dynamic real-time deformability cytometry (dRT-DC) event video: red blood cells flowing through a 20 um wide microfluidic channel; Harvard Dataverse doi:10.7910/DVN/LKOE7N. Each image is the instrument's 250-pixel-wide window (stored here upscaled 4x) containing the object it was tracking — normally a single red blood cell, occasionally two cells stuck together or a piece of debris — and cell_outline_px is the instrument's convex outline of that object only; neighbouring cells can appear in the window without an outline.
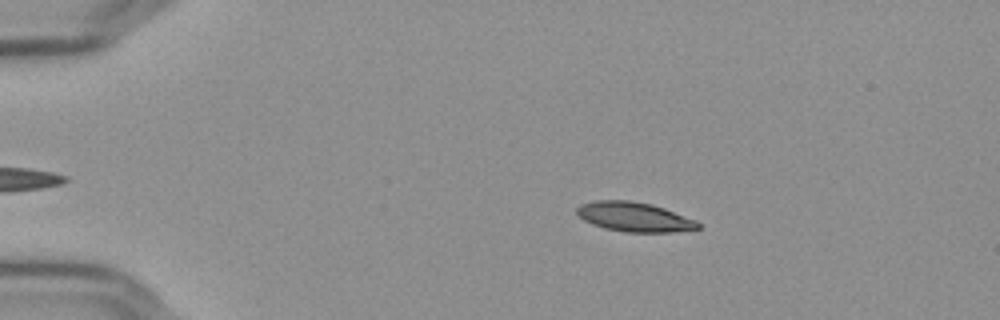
{"species": "Egyptian fruit bat (a non-hibernating species)", "species_latin": "Rousettus aegyptiacus", "temperature_condition": "cold", "stored_images_in_passage": 52, "camera_frame_rate_fps": 3000, "um_per_image_px": 0.085, "frame": {"image": 1, "passage_image": 7, "time_ms": 2.0, "image_size_px": [1000, 320], "cell_outline_px": [[700, 228], [672, 232], [624, 232], [604, 228], [592, 224], [584, 220], [576, 212], [576, 208], [580, 204], [596, 200], [632, 200], [652, 204], [664, 208], [696, 220], [700, 224]], "centroid_in_image_um": [53.9, 18.43], "position_along_channel_um": 31.1, "area_um2": 20.87}}
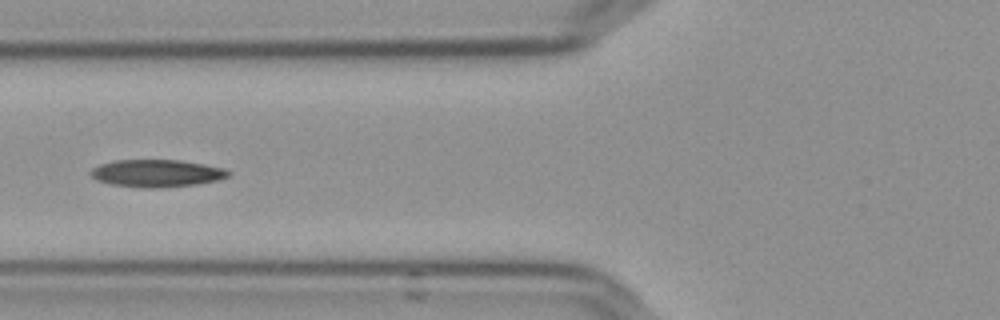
{"frame": {"image": 2, "passage_image": 19, "time_ms": 6.0, "image_size_px": [1000, 320], "cell_outline_px": [[232, 172], [228, 176], [216, 180], [196, 184], [156, 188], [144, 188], [112, 184], [96, 180], [88, 172], [92, 168], [100, 164], [116, 160], [180, 160], [204, 164], [220, 168]], "centroid_in_image_um": [13.27, 14.72], "position_along_channel_um": 112.5, "area_um2": 21.79}}
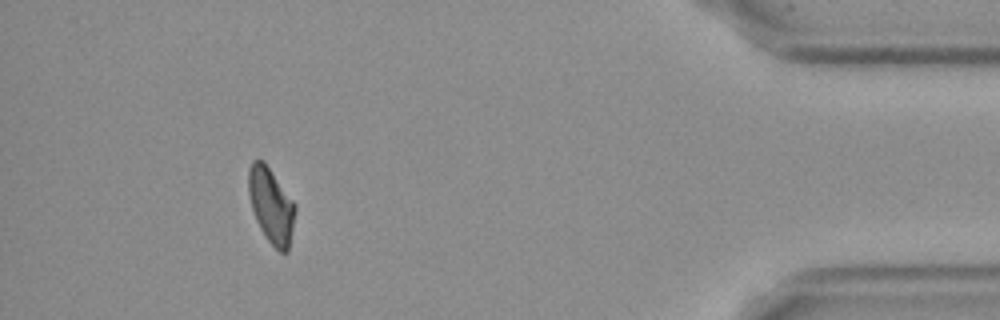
{"frame": {"image": 3, "passage_image": 48, "time_ms": 15.667, "image_size_px": [1000, 320], "cell_outline_px": [[296, 212], [288, 252], [280, 252], [268, 240], [260, 228], [256, 220], [252, 208], [248, 192], [248, 168], [252, 160], [264, 160], [296, 204]], "centroid_in_image_um": [23.05, 17.43], "position_along_channel_um": 412.1, "area_um2": 20.58}, "authors_computed_cell_mechanics": {"area_um2": 21.1837, "velocity_mm_per_s": 3.6357, "shape_relaxation_time_tau1_ms": null, "shape_relaxation_time_tau2_ms": 6.4453, "deformation_change_tau1": null, "deformation_change_tau2": 0.1278}}